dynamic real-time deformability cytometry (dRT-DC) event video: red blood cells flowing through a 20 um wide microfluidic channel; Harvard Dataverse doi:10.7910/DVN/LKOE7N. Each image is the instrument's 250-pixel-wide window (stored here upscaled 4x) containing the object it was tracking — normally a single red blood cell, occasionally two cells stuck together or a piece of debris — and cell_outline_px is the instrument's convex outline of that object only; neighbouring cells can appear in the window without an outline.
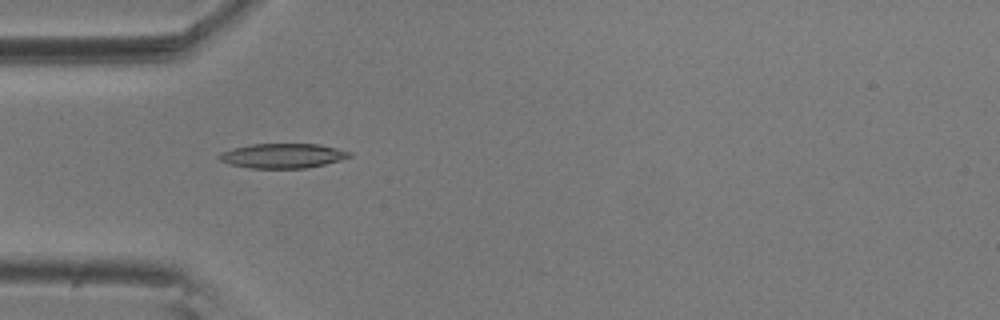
{"species": "common noctule bat (a hibernating species)", "species_latin": "Nyctalus noctula", "temperature_condition": "room temperature", "stored_images_in_passage": 21, "camera_frame_rate_fps": 3000, "um_per_image_px": 0.085, "animal": {"sex": "male", "body_mass_g": 20.5, "forearm_length_mm": 52.5}, "frame": {"image": 1, "passage_image": 17, "time_ms": 5.333, "image_size_px": [1000, 320], "cell_outline_px": [[352, 156], [340, 160], [324, 164], [304, 168], [248, 168], [232, 164], [220, 160], [216, 156], [232, 148], [252, 144], [320, 144], [352, 152]], "centroid_in_image_um": [24.05, 13.23], "position_along_channel_um": 61.0, "area_um2": 18.55}}
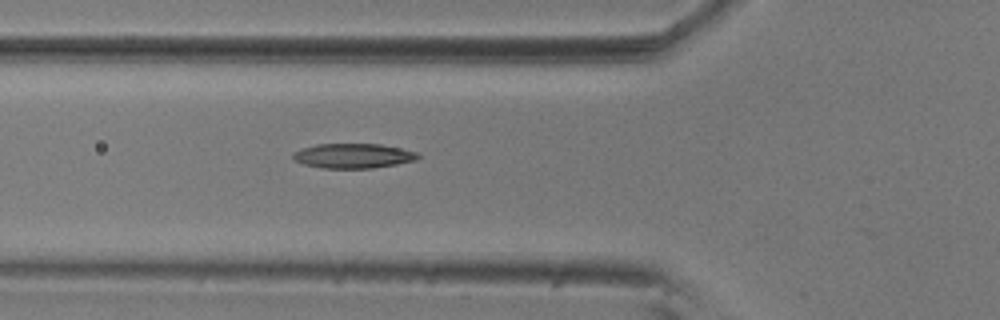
{"frame": {"image": 2, "passage_image": 20, "time_ms": 6.333, "image_size_px": [1000, 320], "cell_outline_px": [[420, 156], [416, 160], [396, 164], [372, 168], [320, 168], [304, 164], [296, 160], [292, 156], [292, 152], [300, 148], [316, 144], [380, 144], [400, 148], [416, 152]], "centroid_in_image_um": [29.99, 13.24], "position_along_channel_um": 95.8, "area_um2": 17.98}}